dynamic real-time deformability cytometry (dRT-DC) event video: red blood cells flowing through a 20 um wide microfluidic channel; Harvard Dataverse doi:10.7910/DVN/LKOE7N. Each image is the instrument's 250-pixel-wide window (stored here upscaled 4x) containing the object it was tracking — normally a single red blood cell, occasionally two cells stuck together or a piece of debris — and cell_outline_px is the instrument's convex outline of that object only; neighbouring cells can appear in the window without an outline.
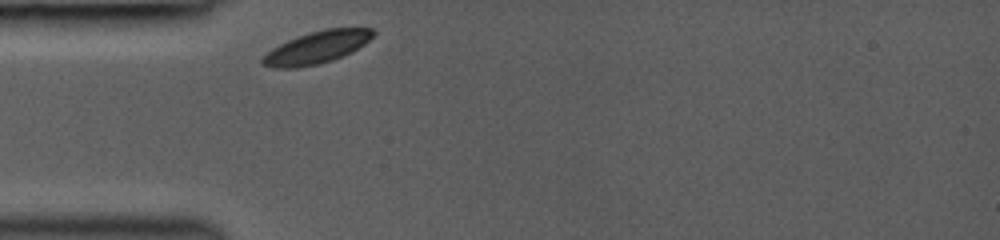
{"species": "common noctule bat (a hibernating species)", "species_latin": "Nyctalus noctula", "temperature_condition": "room temperature", "stored_images_in_passage": 28, "camera_frame_rate_fps": 3000, "um_per_image_px": 0.085, "animal": {"sex": "female", "body_mass_g": 19.0, "forearm_length_mm": 53.3}, "frame": {"image": 1, "passage_image": 1, "time_ms": 0.0, "image_size_px": [1000, 240], "cell_outline_px": [[376, 32], [364, 44], [332, 60], [316, 64], [296, 68], [276, 68], [260, 64], [260, 60], [272, 48], [296, 36], [324, 28], [372, 28]], "centroid_in_image_um": [26.88, 4.02], "position_along_channel_um": 58.1, "area_um2": 20.46}}
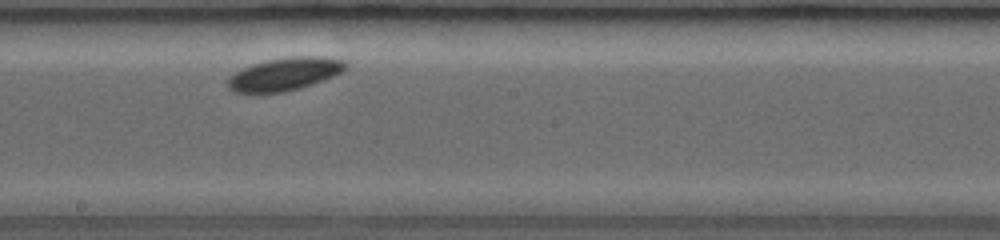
{"frame": {"image": 2, "passage_image": 14, "time_ms": 4.333, "image_size_px": [1000, 240], "cell_outline_px": [[348, 68], [324, 80], [284, 92], [260, 96], [232, 92], [228, 88], [228, 80], [236, 72], [252, 64], [268, 60], [292, 56], [324, 56], [344, 60], [348, 64]], "centroid_in_image_um": [24.17, 6.33], "position_along_channel_um": 224.0, "area_um2": 23.0}}
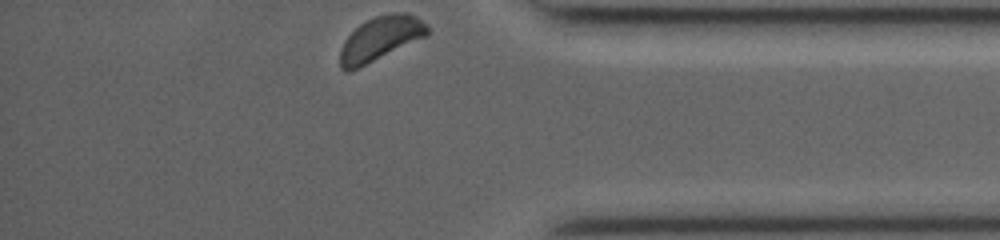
{"frame": {"image": 3, "passage_image": 28, "time_ms": 9.0, "image_size_px": [1000, 240], "cell_outline_px": [[428, 36], [348, 72], [344, 72], [340, 68], [340, 48], [344, 40], [360, 24], [376, 16], [392, 12], [408, 12], [416, 16], [428, 28]], "centroid_in_image_um": [32.32, 3.28], "position_along_channel_um": 402.9, "area_um2": 22.31}, "authors_computed_cell_mechanics": {"area_um2": 22.253, "velocity_mm_per_s": 3.955, "shape_relaxation_time_tau1_ms": 1.3149, "shape_relaxation_time_tau2_ms": 2.5912, "deformation_change_tau1": 0.0563, "deformation_change_tau2": 0.0514}}